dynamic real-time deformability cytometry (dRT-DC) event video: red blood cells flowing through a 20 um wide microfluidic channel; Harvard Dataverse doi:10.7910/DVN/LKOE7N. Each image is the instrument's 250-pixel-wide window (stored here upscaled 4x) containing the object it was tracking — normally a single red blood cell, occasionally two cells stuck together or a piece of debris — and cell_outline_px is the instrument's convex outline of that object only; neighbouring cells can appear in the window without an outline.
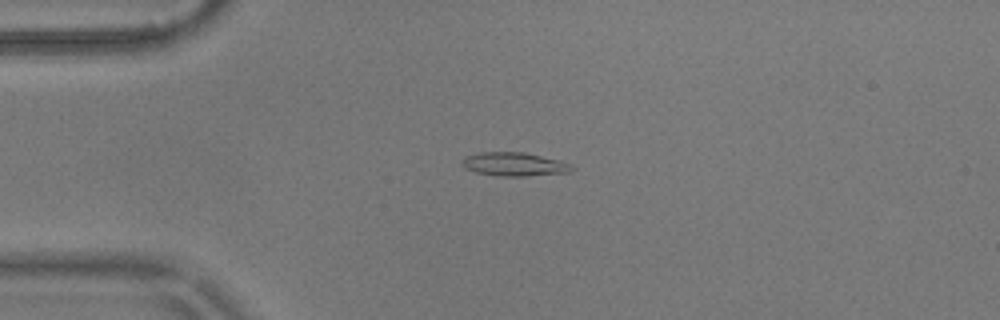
{"species": "common noctule bat (a hibernating species)", "species_latin": "Nyctalus noctula", "temperature_condition": "warm", "stored_images_in_passage": 1, "camera_frame_rate_fps": 3000, "um_per_image_px": 0.085, "animal": {"sex": "male", "body_mass_g": 17.9}, "frame": {"image": 1, "passage_image": 1, "time_ms": 0.0, "image_size_px": [1000, 320], "cell_outline_px": [[576, 168], [568, 172], [524, 176], [496, 176], [476, 172], [464, 168], [460, 160], [468, 156], [480, 152], [524, 152], [560, 160], [572, 164]], "centroid_in_image_um": [43.72, 13.96], "position_along_channel_um": 41.3, "area_um2": 15.14}}